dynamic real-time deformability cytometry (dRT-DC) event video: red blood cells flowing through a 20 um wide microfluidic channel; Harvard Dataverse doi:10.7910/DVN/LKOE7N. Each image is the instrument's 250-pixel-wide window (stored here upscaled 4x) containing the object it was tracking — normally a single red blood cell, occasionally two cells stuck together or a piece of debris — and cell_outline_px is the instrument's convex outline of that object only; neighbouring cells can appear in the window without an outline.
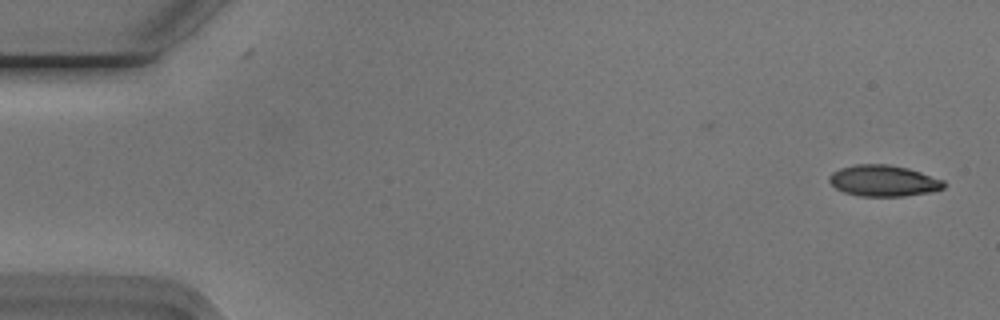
{"species": "Egyptian fruit bat (a non-hibernating species)", "species_latin": "Rousettus aegyptiacus", "temperature_condition": "cold", "stored_images_in_passage": 43, "camera_frame_rate_fps": 3000, "um_per_image_px": 0.085, "animal": {"sex": "male"}, "frame": {"image": 1, "passage_image": 2, "time_ms": 0.333, "image_size_px": [1000, 320], "cell_outline_px": [[944, 188], [932, 192], [904, 196], [860, 196], [844, 192], [836, 188], [828, 180], [828, 176], [832, 172], [840, 168], [856, 164], [888, 164], [908, 168], [944, 180]], "centroid_in_image_um": [75.09, 15.36], "position_along_channel_um": 9.9, "area_um2": 20.87}}
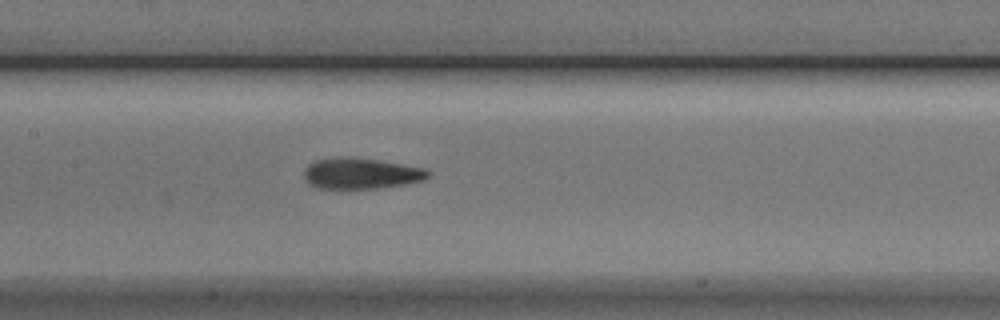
{"frame": {"image": 2, "passage_image": 26, "time_ms": 8.333, "image_size_px": [1000, 320], "cell_outline_px": [[432, 176], [424, 180], [408, 184], [376, 188], [316, 188], [308, 184], [304, 180], [304, 168], [308, 164], [316, 160], [340, 156], [348, 156], [376, 160], [428, 168], [432, 172]], "centroid_in_image_um": [30.71, 14.74], "position_along_channel_um": 176.7, "area_um2": 22.77}}
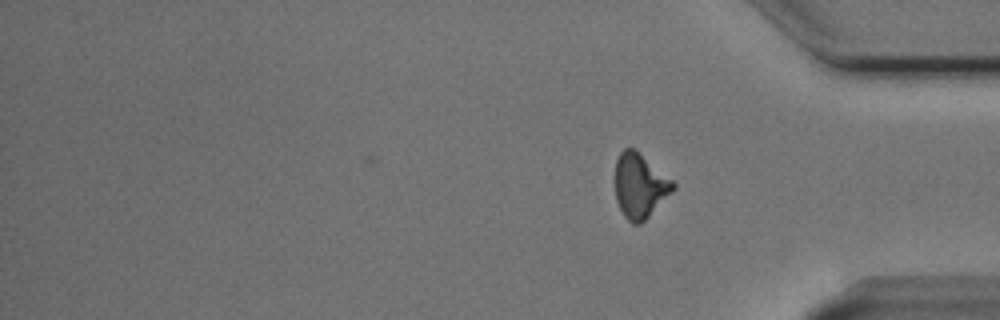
{"frame": {"image": 3, "passage_image": 43, "time_ms": 14.0, "image_size_px": [1000, 320], "cell_outline_px": [[676, 188], [640, 224], [632, 224], [624, 216], [616, 200], [616, 160], [620, 152], [624, 148], [636, 148], [672, 180], [676, 184]], "centroid_in_image_um": [54.39, 15.76], "position_along_channel_um": 380.8, "area_um2": 21.68}, "authors_computed_cell_mechanics": {"area_um2": 21.9062, "velocity_mm_per_s": 3.7682, "shape_relaxation_time_tau1_ms": 4.8735, "shape_relaxation_time_tau2_ms": 3.0021, "deformation_change_tau1": 0.1593, "deformation_change_tau2": 0.1146}}